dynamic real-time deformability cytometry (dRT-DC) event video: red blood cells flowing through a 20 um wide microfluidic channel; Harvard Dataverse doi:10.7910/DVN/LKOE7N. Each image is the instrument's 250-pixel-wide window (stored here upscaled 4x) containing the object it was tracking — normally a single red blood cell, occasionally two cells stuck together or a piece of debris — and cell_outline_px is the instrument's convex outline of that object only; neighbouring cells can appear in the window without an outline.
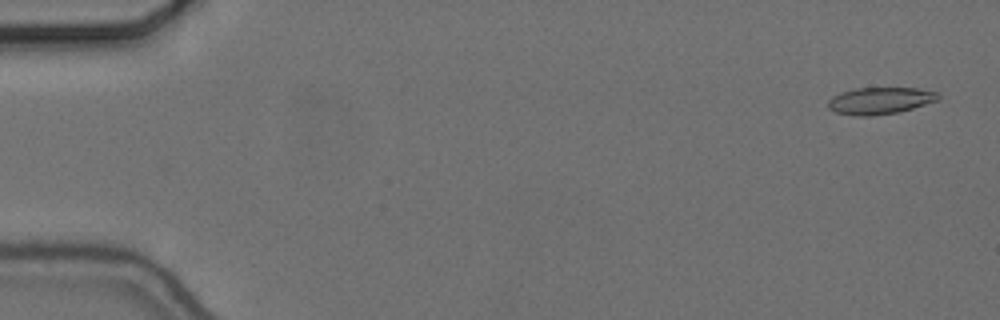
{"species": "common noctule bat (a hibernating species)", "species_latin": "Nyctalus noctula", "temperature_condition": "cold", "stored_images_in_passage": 57, "camera_frame_rate_fps": 3000, "um_per_image_px": 0.085, "animal": {"sex": "female", "body_mass_g": 24.6, "forearm_length_mm": 56.2}, "frame": {"image": 1, "passage_image": 3, "time_ms": 0.667, "image_size_px": [1000, 320], "cell_outline_px": [[940, 96], [936, 100], [900, 112], [872, 116], [856, 116], [836, 112], [828, 108], [828, 100], [832, 96], [840, 92], [856, 88], [916, 88], [936, 92]], "centroid_in_image_um": [74.75, 8.56], "position_along_channel_um": 10.3, "area_um2": 17.17}}
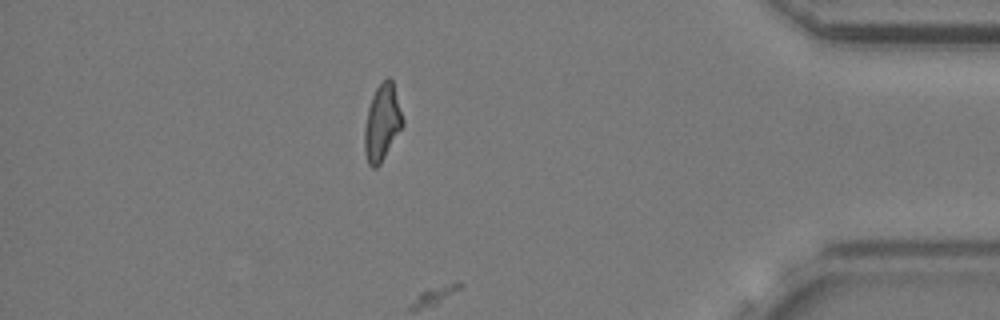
{"frame": {"image": 2, "passage_image": 50, "time_ms": 16.333, "image_size_px": [1000, 320], "cell_outline_px": [[404, 124], [380, 164], [376, 168], [372, 168], [368, 164], [364, 152], [364, 128], [368, 108], [372, 96], [376, 88], [388, 76], [392, 80], [404, 120]], "centroid_in_image_um": [32.47, 10.44], "position_along_channel_um": 402.7, "area_um2": 16.94}}